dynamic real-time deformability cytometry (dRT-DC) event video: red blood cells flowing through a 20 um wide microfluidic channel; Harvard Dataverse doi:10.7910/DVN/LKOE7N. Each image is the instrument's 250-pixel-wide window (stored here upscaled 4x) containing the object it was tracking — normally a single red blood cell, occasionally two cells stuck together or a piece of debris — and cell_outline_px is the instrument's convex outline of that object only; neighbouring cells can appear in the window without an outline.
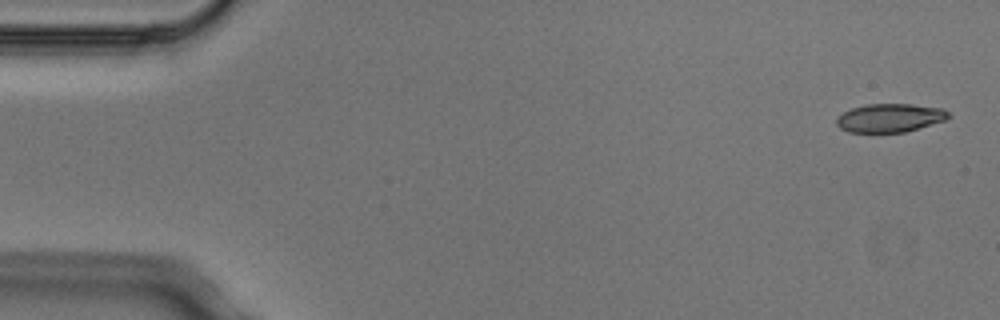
{"species": "Egyptian fruit bat (a non-hibernating species)", "species_latin": "Rousettus aegyptiacus", "temperature_condition": "cold", "stored_images_in_passage": 4, "camera_frame_rate_fps": 3000, "um_per_image_px": 0.085, "animal": {"sex": "male"}, "frame": {"image": 1, "passage_image": 1, "time_ms": 0.0, "image_size_px": [1000, 320], "cell_outline_px": [[952, 116], [944, 120], [904, 132], [848, 132], [840, 128], [836, 124], [836, 120], [844, 112], [852, 108], [868, 104], [912, 104], [944, 108]], "centroid_in_image_um": [75.65, 10.01], "position_along_channel_um": 9.3, "area_um2": 18.44}}
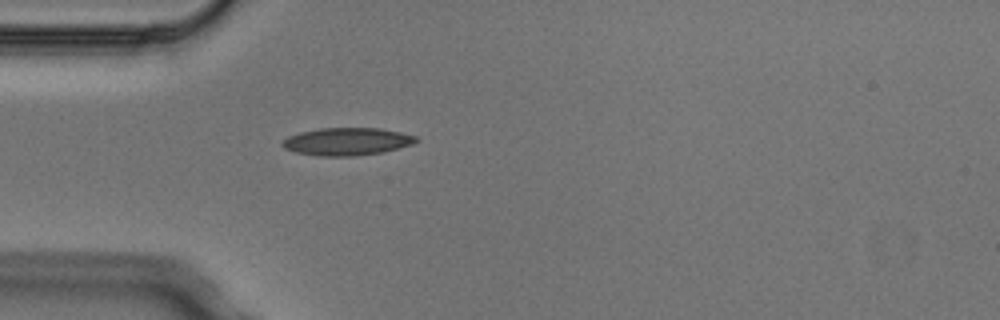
{"frame": {"image": 2, "passage_image": 4, "time_ms": 1.0, "image_size_px": [1000, 320], "cell_outline_px": [[420, 140], [412, 144], [384, 152], [352, 156], [320, 156], [296, 152], [284, 148], [280, 144], [288, 136], [300, 132], [320, 128], [380, 128], [400, 132], [416, 136]], "centroid_in_image_um": [29.5, 12.03], "position_along_channel_um": 55.5, "area_um2": 21.5}}